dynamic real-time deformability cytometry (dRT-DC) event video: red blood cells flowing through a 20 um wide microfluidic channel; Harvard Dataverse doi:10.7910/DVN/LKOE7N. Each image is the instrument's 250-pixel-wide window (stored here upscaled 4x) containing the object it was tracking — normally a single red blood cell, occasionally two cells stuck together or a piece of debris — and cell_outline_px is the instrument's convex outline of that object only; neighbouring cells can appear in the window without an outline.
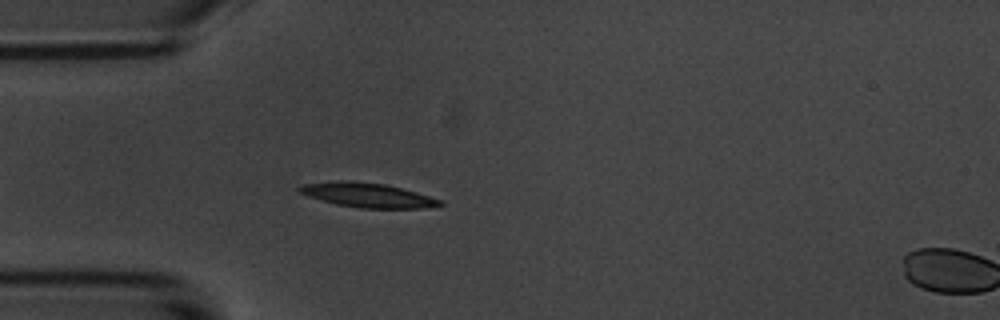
{"species": "common noctule bat (a hibernating species)", "species_latin": "Nyctalus noctula", "temperature_condition": "room temperature", "stored_images_in_passage": 24, "camera_frame_rate_fps": 3000, "um_per_image_px": 0.085, "animal": {"sex": "male", "body_mass_g": 20.1, "forearm_length_mm": 53.5}, "frame": {"image": 1, "passage_image": 6, "time_ms": 1.667, "image_size_px": [1000, 320], "cell_outline_px": [[444, 204], [424, 208], [360, 208], [336, 204], [308, 196], [300, 192], [296, 188], [304, 184], [340, 180], [348, 180], [384, 184], [416, 192], [444, 200]], "centroid_in_image_um": [31.26, 16.58], "position_along_channel_um": 53.7, "area_um2": 19.88}}
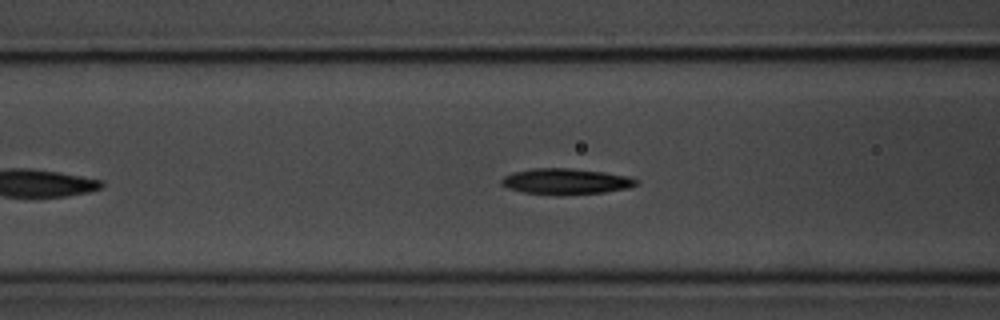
{"frame": {"image": 2, "passage_image": 12, "time_ms": 3.667, "image_size_px": [1000, 320], "cell_outline_px": [[640, 184], [628, 188], [604, 192], [560, 196], [556, 196], [524, 192], [508, 188], [500, 184], [500, 180], [504, 176], [512, 172], [532, 168], [568, 168], [604, 172], [628, 176], [640, 180]], "centroid_in_image_um": [48.1, 15.43], "position_along_channel_um": 118.5, "area_um2": 20.69}}
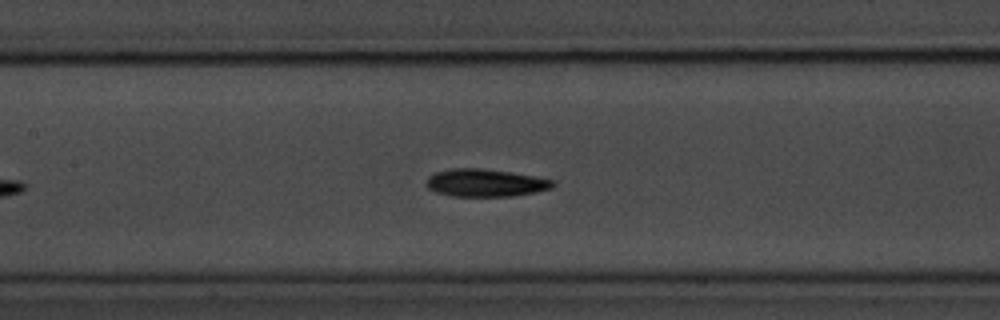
{"frame": {"image": 3, "passage_image": 16, "time_ms": 5.0, "image_size_px": [1000, 320], "cell_outline_px": [[556, 184], [552, 188], [536, 192], [516, 196], [452, 196], [436, 192], [428, 188], [428, 176], [436, 172], [452, 168], [480, 168], [512, 172], [556, 180]], "centroid_in_image_um": [41.32, 15.54], "position_along_channel_um": 166.1, "area_um2": 20.46}}